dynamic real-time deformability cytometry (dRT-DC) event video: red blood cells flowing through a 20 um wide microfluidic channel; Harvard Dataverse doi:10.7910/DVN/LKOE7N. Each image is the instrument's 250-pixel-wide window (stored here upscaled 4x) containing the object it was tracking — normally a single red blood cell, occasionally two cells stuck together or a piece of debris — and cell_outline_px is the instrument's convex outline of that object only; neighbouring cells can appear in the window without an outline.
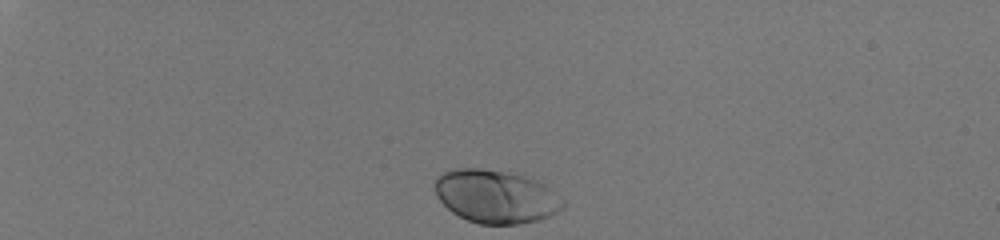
{"species": "human", "species_latin": "Homo sapiens", "temperature_condition": "room temperature", "stored_images_in_passage": 34, "camera_frame_rate_fps": 3000, "um_per_image_px": 0.085, "donor": {"sex": "male"}, "frame": {"image": 1, "passage_image": 1, "time_ms": 0.0, "image_size_px": [1000, 240], "cell_outline_px": [[564, 208], [540, 220], [520, 224], [480, 224], [468, 220], [452, 212], [436, 196], [436, 176], [444, 172], [456, 168], [480, 168], [504, 172], [536, 180], [544, 184], [564, 200]], "centroid_in_image_um": [42.15, 16.71], "position_along_channel_um": 42.9, "area_um2": 39.36}}
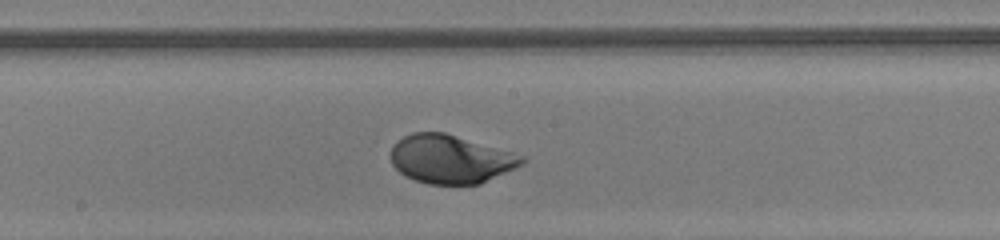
{"frame": {"image": 2, "passage_image": 20, "time_ms": 6.333, "image_size_px": [1000, 240], "cell_outline_px": [[528, 160], [524, 164], [516, 168], [480, 184], [428, 184], [404, 176], [392, 164], [392, 148], [404, 136], [412, 132], [444, 132], [512, 152], [524, 156]], "centroid_in_image_um": [38.34, 13.53], "position_along_channel_um": 209.9, "area_um2": 36.88}}
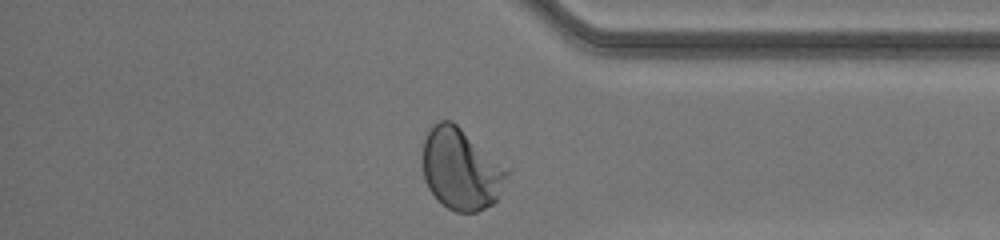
{"frame": {"image": 3, "passage_image": 34, "time_ms": 11.0, "image_size_px": [1000, 240], "cell_outline_px": [[512, 172], [496, 200], [492, 204], [476, 212], [456, 212], [448, 208], [436, 200], [428, 188], [424, 180], [424, 140], [428, 132], [440, 120], [452, 120], [512, 168]], "centroid_in_image_um": [39.26, 14.37], "position_along_channel_um": 395.9, "area_um2": 40.69}, "authors_computed_cell_mechanics": {"area_um2": 37.4833, "velocity_mm_per_s": 4.0489, "shape_relaxation_time_tau1_ms": 2.0976, "shape_relaxation_time_tau2_ms": null, "deformation_change_tau1": 0.1418, "deformation_change_tau2": null}}